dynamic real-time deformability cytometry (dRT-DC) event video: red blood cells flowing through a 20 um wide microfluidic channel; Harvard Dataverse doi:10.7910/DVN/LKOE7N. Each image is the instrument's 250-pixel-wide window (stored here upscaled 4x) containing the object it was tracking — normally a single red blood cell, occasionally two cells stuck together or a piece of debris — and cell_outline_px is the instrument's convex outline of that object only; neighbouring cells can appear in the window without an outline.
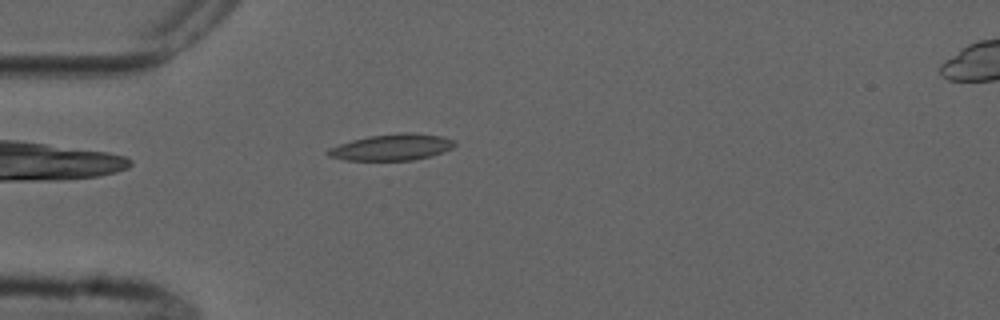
{"species": "common noctule bat (a hibernating species)", "species_latin": "Nyctalus noctula", "temperature_condition": "cold", "stored_images_in_passage": 6, "camera_frame_rate_fps": 3000, "um_per_image_px": 0.085, "animal": {"sex": "male", "forearm_length_mm": 52.5}, "frame": {"image": 1, "passage_image": 5, "time_ms": 4.667, "image_size_px": [1000, 320], "cell_outline_px": [[456, 144], [452, 148], [428, 156], [412, 160], [344, 160], [328, 156], [324, 152], [328, 148], [352, 140], [368, 136], [400, 132], [412, 132], [440, 136], [456, 140]], "centroid_in_image_um": [33.27, 12.5], "position_along_channel_um": 51.7, "area_um2": 19.42}}